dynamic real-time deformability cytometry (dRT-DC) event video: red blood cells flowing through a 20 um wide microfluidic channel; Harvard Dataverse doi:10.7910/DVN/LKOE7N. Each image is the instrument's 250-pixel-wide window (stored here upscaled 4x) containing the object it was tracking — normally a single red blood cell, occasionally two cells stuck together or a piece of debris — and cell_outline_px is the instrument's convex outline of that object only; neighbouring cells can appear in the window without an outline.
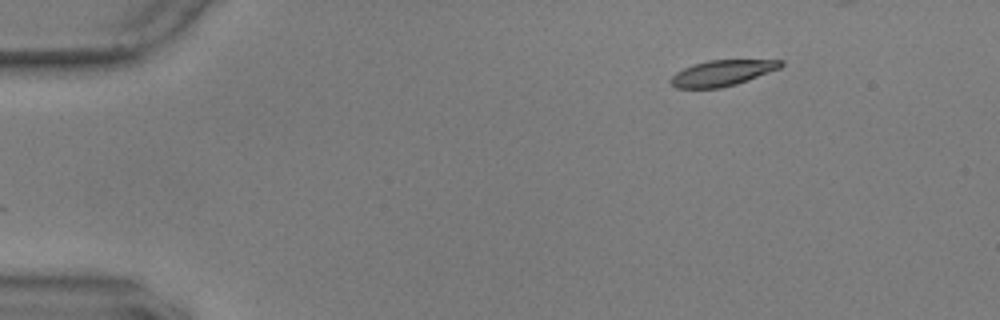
{"species": "common noctule bat (a hibernating species)", "species_latin": "Nyctalus noctula", "temperature_condition": "warm", "stored_images_in_passage": 22, "camera_frame_rate_fps": 3000, "um_per_image_px": 0.085, "animal": {"sex": "male", "body_mass_g": 17.9, "forearm_length_mm": 54.2}, "frame": {"image": 1, "passage_image": 1, "time_ms": 0.0, "image_size_px": [1000, 320], "cell_outline_px": [[784, 64], [780, 68], [748, 80], [736, 84], [720, 88], [676, 88], [668, 80], [676, 72], [684, 68], [708, 60], [784, 60]], "centroid_in_image_um": [61.39, 6.21], "position_along_channel_um": 23.6, "area_um2": 16.42}}
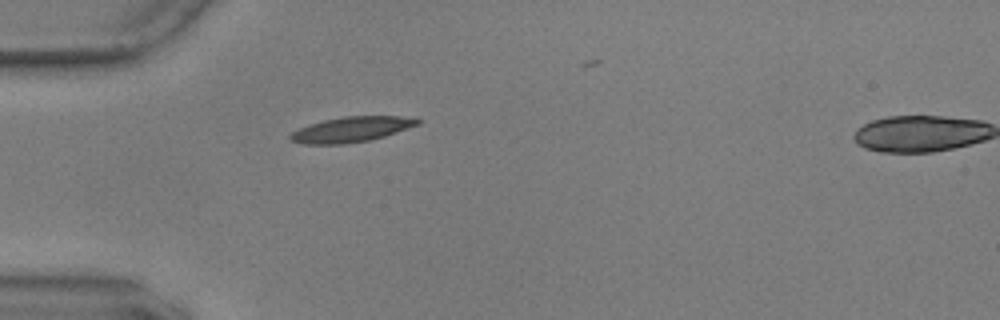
{"frame": {"image": 2, "passage_image": 10, "time_ms": 3.0, "image_size_px": [1000, 320], "cell_outline_px": [[420, 124], [384, 136], [368, 140], [344, 144], [304, 144], [288, 140], [288, 136], [292, 132], [308, 124], [324, 120], [344, 116], [416, 116], [420, 120]], "centroid_in_image_um": [29.87, 10.99], "position_along_channel_um": 55.1, "area_um2": 18.84}}
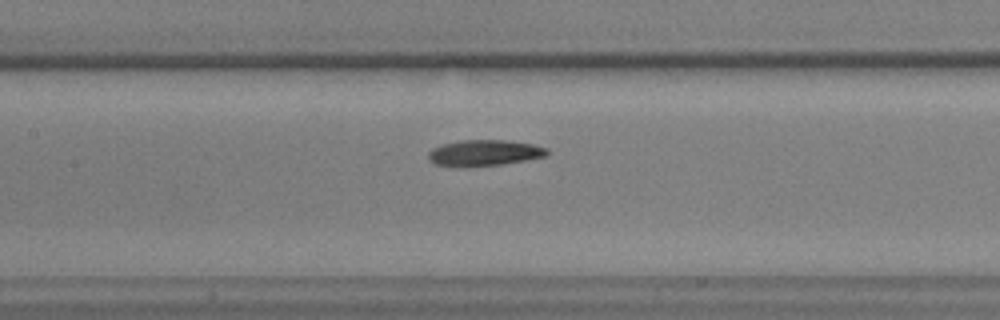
{"frame": {"image": 3, "passage_image": 20, "time_ms": 6.333, "image_size_px": [1000, 320], "cell_outline_px": [[548, 156], [500, 164], [468, 168], [456, 168], [436, 164], [428, 160], [428, 152], [432, 148], [444, 144], [460, 140], [504, 140], [532, 144], [548, 148]], "centroid_in_image_um": [41.12, 13.01], "position_along_channel_um": 166.3, "area_um2": 18.26}}